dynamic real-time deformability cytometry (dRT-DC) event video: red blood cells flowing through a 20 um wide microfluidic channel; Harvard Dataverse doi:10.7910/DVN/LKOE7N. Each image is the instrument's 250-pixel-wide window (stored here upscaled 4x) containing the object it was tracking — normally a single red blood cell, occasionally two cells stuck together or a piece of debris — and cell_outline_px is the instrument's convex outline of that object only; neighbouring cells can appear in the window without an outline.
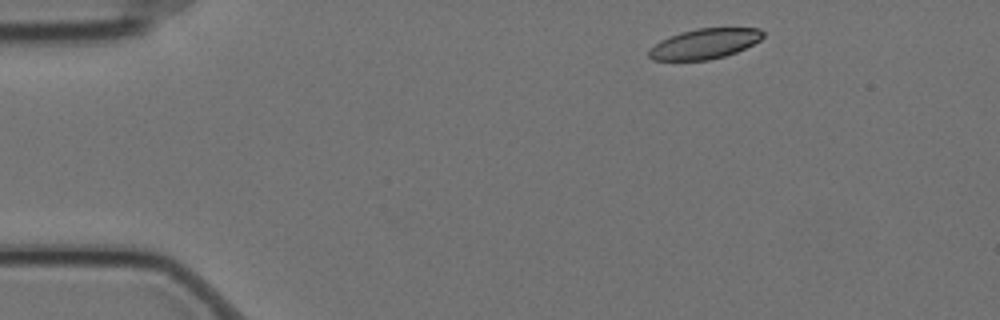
{"species": "Egyptian fruit bat (a non-hibernating species)", "species_latin": "Rousettus aegyptiacus", "temperature_condition": "cold", "stored_images_in_passage": 3, "camera_frame_rate_fps": 3000, "um_per_image_px": 0.085, "animal": {"sex": "female"}, "frame": {"image": 1, "passage_image": 1, "time_ms": 0.0, "image_size_px": [1000, 320], "cell_outline_px": [[764, 36], [760, 40], [736, 52], [724, 56], [708, 60], [652, 60], [648, 56], [648, 48], [660, 40], [680, 32], [696, 28], [760, 28], [764, 32]], "centroid_in_image_um": [59.86, 3.71], "position_along_channel_um": 25.1, "area_um2": 20.11}}